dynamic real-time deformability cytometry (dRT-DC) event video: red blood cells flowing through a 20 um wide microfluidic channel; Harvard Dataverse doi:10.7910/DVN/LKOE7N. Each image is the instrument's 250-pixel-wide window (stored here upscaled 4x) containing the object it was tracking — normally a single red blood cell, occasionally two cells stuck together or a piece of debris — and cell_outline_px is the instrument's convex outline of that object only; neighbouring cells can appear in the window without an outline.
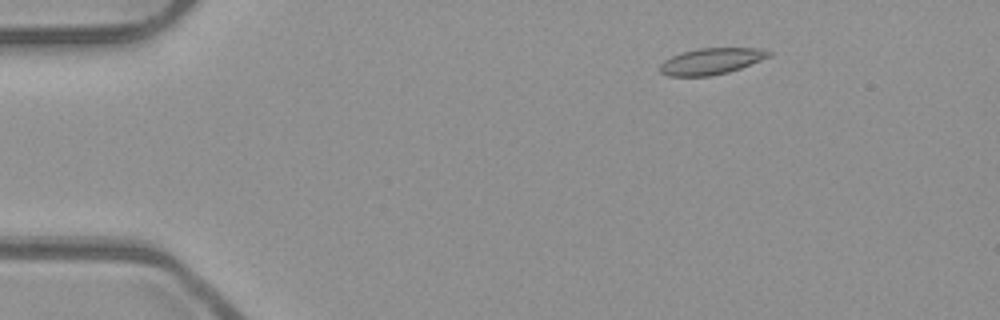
{"species": "common noctule bat (a hibernating species)", "species_latin": "Nyctalus noctula", "temperature_condition": "room temperature", "stored_images_in_passage": 46, "camera_frame_rate_fps": 3000, "um_per_image_px": 0.085, "animal": {"sex": "male", "body_mass_g": 23.1, "forearm_length_mm": 52.7}, "frame": {"image": 1, "passage_image": 1, "time_ms": 0.0, "image_size_px": [1000, 320], "cell_outline_px": [[772, 56], [740, 68], [728, 72], [708, 76], [668, 76], [660, 72], [660, 64], [664, 60], [680, 52], [700, 48], [756, 48], [772, 52]], "centroid_in_image_um": [60.44, 5.2], "position_along_channel_um": 24.6, "area_um2": 16.65}}
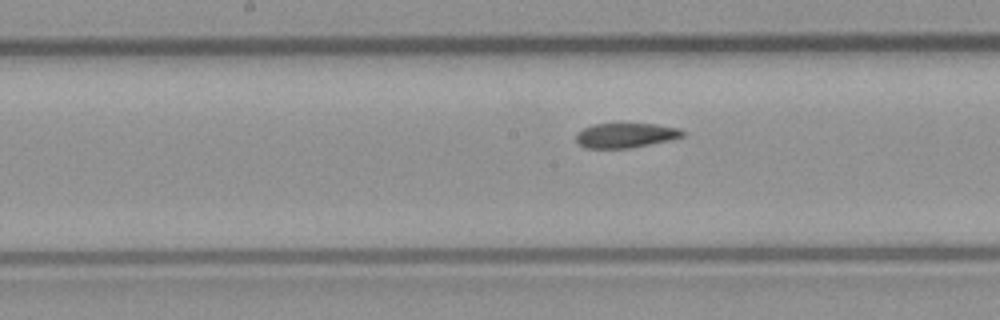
{"frame": {"image": 2, "passage_image": 20, "time_ms": 6.333, "image_size_px": [1000, 320], "cell_outline_px": [[684, 136], [672, 140], [628, 148], [584, 148], [576, 140], [576, 132], [592, 124], [620, 120], [656, 124], [680, 128], [684, 132]], "centroid_in_image_um": [53.17, 11.44], "position_along_channel_um": 195.0, "area_um2": 16.3}}
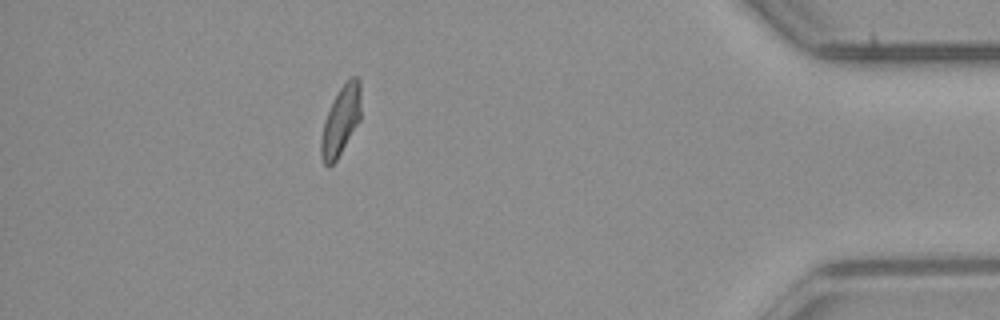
{"frame": {"image": 3, "passage_image": 40, "time_ms": 13.0, "image_size_px": [1000, 320], "cell_outline_px": [[360, 120], [336, 160], [332, 164], [324, 164], [320, 156], [320, 140], [324, 124], [332, 100], [340, 88], [352, 76], [356, 76], [360, 80]], "centroid_in_image_um": [28.96, 10.25], "position_along_channel_um": 406.2, "area_um2": 15.78}, "authors_computed_cell_mechanics": {"area_um2": 16.3574, "velocity_mm_per_s": 3.9308, "shape_relaxation_time_tau1_ms": 6.3121, "shape_relaxation_time_tau2_ms": 4.5321, "deformation_change_tau1": 0.149, "deformation_change_tau2": 0.1132}}